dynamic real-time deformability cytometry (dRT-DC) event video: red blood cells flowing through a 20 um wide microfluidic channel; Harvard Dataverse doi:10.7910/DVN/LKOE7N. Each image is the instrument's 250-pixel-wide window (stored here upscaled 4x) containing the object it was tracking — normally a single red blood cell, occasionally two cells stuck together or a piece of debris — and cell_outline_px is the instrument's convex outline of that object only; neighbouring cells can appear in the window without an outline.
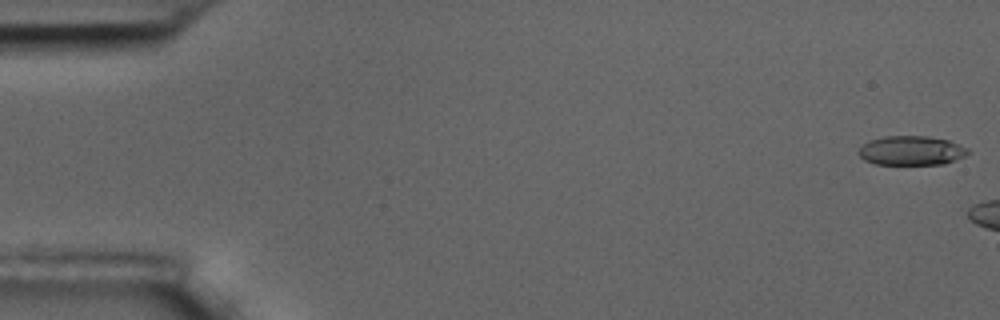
{"species": "common noctule bat (a hibernating species)", "species_latin": "Nyctalus noctula", "temperature_condition": "room temperature", "stored_images_in_passage": 7, "camera_frame_rate_fps": 3000, "um_per_image_px": 0.085, "animal": {"sex": "male", "body_mass_g": 17.5, "forearm_length_mm": 52.3}, "frame": {"image": 1, "passage_image": 1, "time_ms": 0.0, "image_size_px": [1000, 320], "cell_outline_px": [[972, 152], [964, 156], [944, 164], [876, 164], [864, 160], [860, 156], [860, 148], [868, 140], [884, 136], [928, 136], [948, 140], [968, 148]], "centroid_in_image_um": [77.49, 12.79], "position_along_channel_um": 7.5, "area_um2": 18.61}}